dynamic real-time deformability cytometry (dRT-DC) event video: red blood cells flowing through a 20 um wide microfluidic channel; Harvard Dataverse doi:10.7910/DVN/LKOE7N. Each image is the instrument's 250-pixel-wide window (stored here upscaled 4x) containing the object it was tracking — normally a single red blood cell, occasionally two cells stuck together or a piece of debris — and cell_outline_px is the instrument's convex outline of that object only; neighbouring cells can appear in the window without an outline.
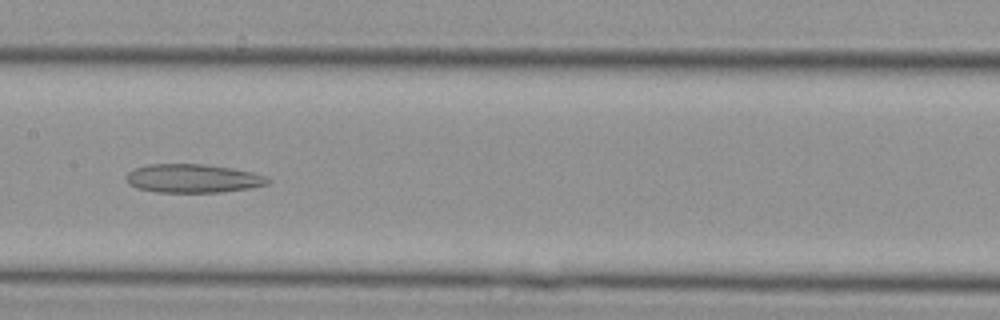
{"species": "Egyptian fruit bat (a non-hibernating species)", "species_latin": "Rousettus aegyptiacus", "temperature_condition": "cold", "stored_images_in_passage": 26, "camera_frame_rate_fps": 3000, "um_per_image_px": 0.085, "animal": {"sex": "female"}, "frame": {"image": 1, "passage_image": 9, "time_ms": 2.667, "image_size_px": [1000, 320], "cell_outline_px": [[272, 180], [268, 184], [252, 188], [220, 192], [156, 192], [136, 188], [128, 184], [124, 180], [128, 172], [132, 168], [148, 164], [200, 164], [232, 168], [252, 172], [264, 176]], "centroid_in_image_um": [16.36, 15.17], "position_along_channel_um": 191.0, "area_um2": 23.81}}
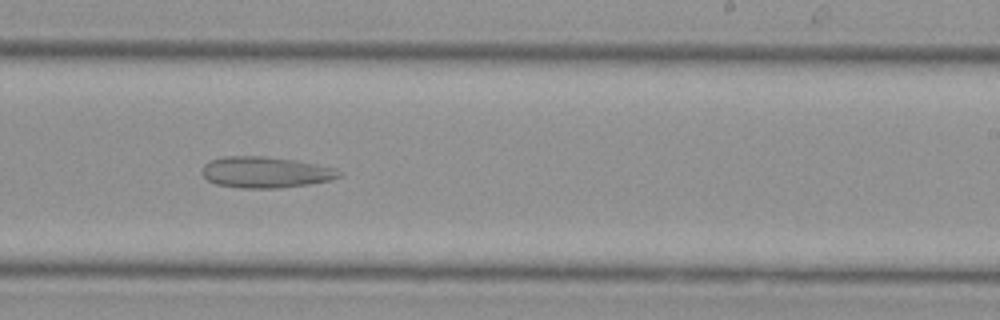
{"frame": {"image": 2, "passage_image": 13, "time_ms": 4.0, "image_size_px": [1000, 320], "cell_outline_px": [[340, 176], [328, 180], [308, 184], [280, 188], [244, 188], [216, 184], [208, 180], [200, 172], [204, 164], [208, 160], [224, 156], [260, 156], [292, 160], [316, 164], [336, 168], [340, 172]], "centroid_in_image_um": [22.51, 14.64], "position_along_channel_um": 266.5, "area_um2": 24.68}}
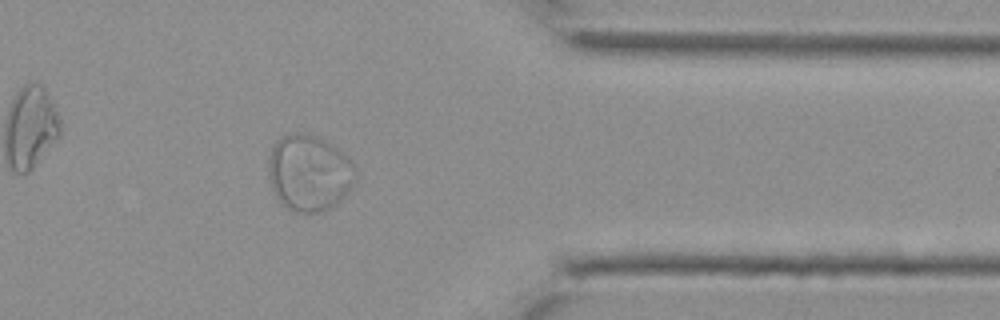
{"frame": {"image": 3, "passage_image": 20, "time_ms": 6.333, "image_size_px": [1000, 320], "cell_outline_px": [[356, 180], [348, 192], [336, 204], [324, 212], [304, 216], [280, 204], [272, 188], [268, 172], [268, 160], [272, 148], [276, 140], [292, 132], [304, 132], [316, 136], [324, 140], [336, 148], [356, 168]], "centroid_in_image_um": [26.25, 14.74], "position_along_channel_um": 385.1, "area_um2": 39.13}}